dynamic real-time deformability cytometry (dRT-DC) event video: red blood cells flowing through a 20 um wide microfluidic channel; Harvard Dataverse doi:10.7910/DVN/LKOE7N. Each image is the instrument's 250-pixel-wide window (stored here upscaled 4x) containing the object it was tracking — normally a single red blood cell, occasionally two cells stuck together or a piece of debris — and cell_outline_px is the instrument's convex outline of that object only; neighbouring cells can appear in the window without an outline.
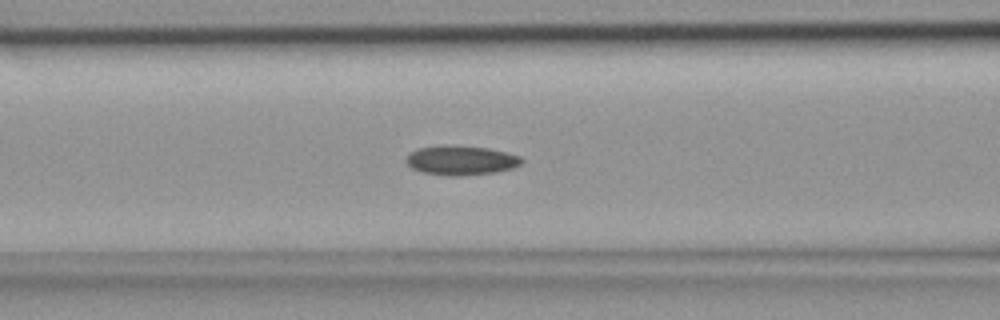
{"species": "common noctule bat (a hibernating species)", "species_latin": "Nyctalus noctula", "temperature_condition": "room temperature", "stored_images_in_passage": 30, "camera_frame_rate_fps": 3000, "um_per_image_px": 0.085, "animal": {"sex": "female", "body_mass_g": 18.4}, "frame": {"image": 1, "passage_image": 8, "time_ms": 2.333, "image_size_px": [1000, 320], "cell_outline_px": [[524, 160], [520, 164], [512, 168], [496, 172], [460, 176], [456, 176], [424, 172], [412, 168], [404, 160], [408, 152], [416, 148], [444, 144], [488, 148], [520, 156]], "centroid_in_image_um": [39.14, 13.61], "position_along_channel_um": 127.5, "area_um2": 19.88}}
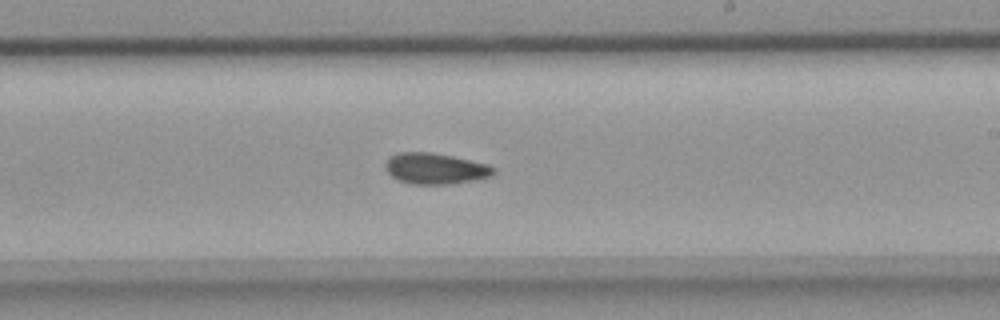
{"frame": {"image": 2, "passage_image": 16, "time_ms": 5.0, "image_size_px": [1000, 320], "cell_outline_px": [[496, 172], [492, 176], [476, 180], [448, 184], [412, 184], [396, 180], [384, 168], [384, 164], [392, 156], [400, 152], [432, 152], [452, 156], [488, 164], [496, 168]], "centroid_in_image_um": [37.02, 14.33], "position_along_channel_um": 252.0, "area_um2": 19.65}}
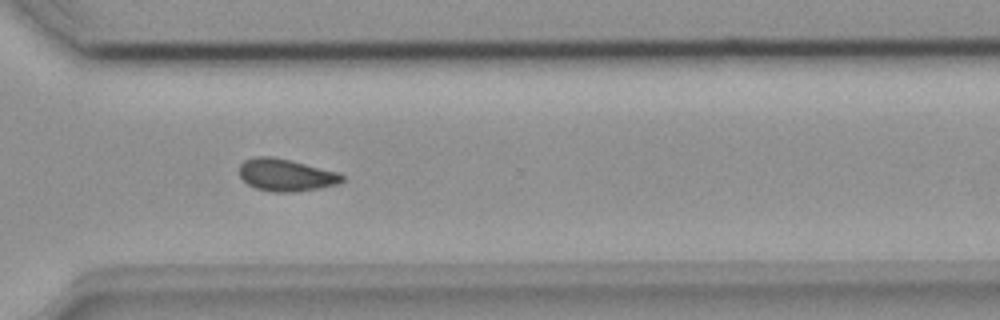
{"frame": {"image": 3, "passage_image": 22, "time_ms": 7.0, "image_size_px": [1000, 320], "cell_outline_px": [[344, 180], [336, 184], [320, 188], [296, 192], [272, 192], [256, 188], [248, 184], [240, 176], [240, 164], [244, 160], [256, 156], [272, 156], [292, 160], [340, 172], [344, 176]], "centroid_in_image_um": [24.33, 14.86], "position_along_channel_um": 346.3, "area_um2": 19.54}}